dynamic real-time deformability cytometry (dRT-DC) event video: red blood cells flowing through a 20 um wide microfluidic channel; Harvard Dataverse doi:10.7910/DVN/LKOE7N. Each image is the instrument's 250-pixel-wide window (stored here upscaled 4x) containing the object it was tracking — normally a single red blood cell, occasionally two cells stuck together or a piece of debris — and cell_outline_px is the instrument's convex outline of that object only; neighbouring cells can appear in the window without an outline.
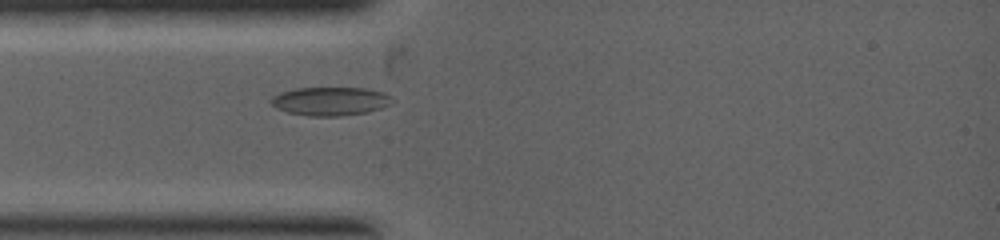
{"species": "common noctule bat (a hibernating species)", "species_latin": "Nyctalus noctula", "temperature_condition": "warm", "stored_images_in_passage": 3, "camera_frame_rate_fps": 5000, "um_per_image_px": 0.085, "animal": {"sex": "female", "body_mass_g": 19.0, "forearm_length_mm": 53.3}, "frame": {"image": 1, "passage_image": 3, "time_ms": 0.8, "image_size_px": [1000, 240], "cell_outline_px": [[396, 100], [380, 108], [368, 112], [340, 116], [308, 116], [288, 112], [276, 108], [272, 104], [272, 96], [280, 92], [296, 88], [364, 88], [384, 92], [392, 96]], "centroid_in_image_um": [28.1, 8.6], "position_along_channel_um": 56.9, "area_um2": 20.17}}